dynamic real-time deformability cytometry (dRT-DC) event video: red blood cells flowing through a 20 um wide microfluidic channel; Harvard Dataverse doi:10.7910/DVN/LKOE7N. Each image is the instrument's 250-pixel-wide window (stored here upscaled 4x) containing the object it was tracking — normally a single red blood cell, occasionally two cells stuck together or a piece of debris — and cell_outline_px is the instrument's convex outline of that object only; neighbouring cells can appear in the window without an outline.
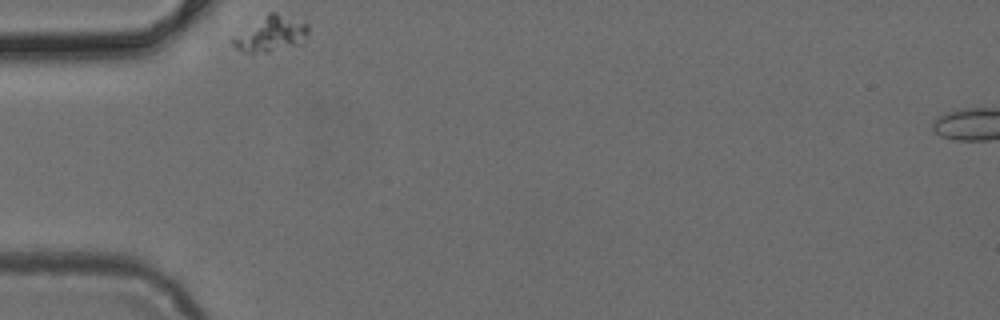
{"species": "common noctule bat (a hibernating species)", "species_latin": "Nyctalus noctula", "temperature_condition": "cold", "stored_images_in_passage": 5, "camera_frame_rate_fps": 3000, "um_per_image_px": 0.085, "animal": {"sex": "female", "body_mass_g": 24.6, "forearm_length_mm": 56.2}, "frame": {"image": 1, "passage_image": 1, "time_ms": 0.0, "image_size_px": [1000, 320], "cell_outline_px": [[308, 32], [300, 44], [268, 52], [240, 52], [232, 44], [232, 36], [268, 12], [276, 12], [308, 24]], "centroid_in_image_um": [22.98, 2.88], "position_along_channel_um": 62.0, "area_um2": 15.49}}
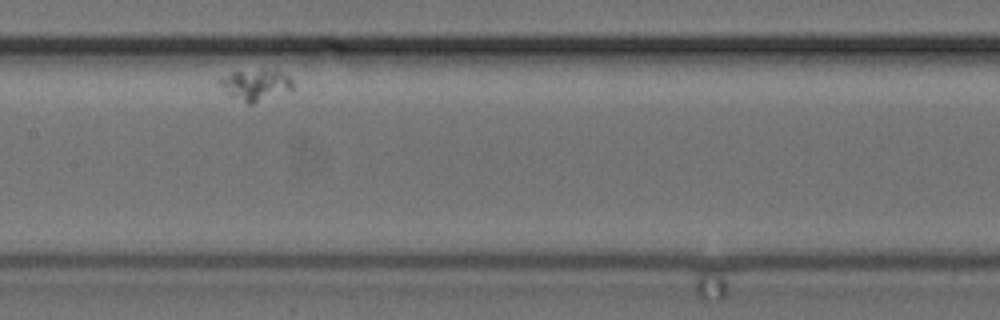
{"frame": {"image": 2, "passage_image": 4, "time_ms": 1.0, "image_size_px": [1000, 320], "cell_outline_px": [[292, 92], [252, 104], [248, 104], [228, 96], [224, 92], [216, 80], [220, 76], [232, 72], [260, 68], [276, 68], [288, 76], [292, 80]], "centroid_in_image_um": [21.72, 7.2], "position_along_channel_um": 185.7, "area_um2": 14.28}}
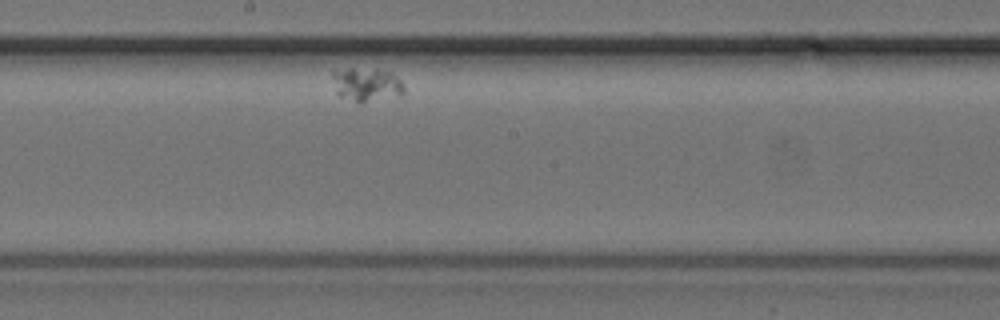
{"frame": {"image": 3, "passage_image": 5, "time_ms": 1.333, "image_size_px": [1000, 320], "cell_outline_px": [[404, 92], [400, 96], [360, 104], [340, 96], [336, 92], [332, 76], [332, 72], [348, 68], [376, 68], [388, 72], [396, 76], [404, 84]], "centroid_in_image_um": [31.18, 7.2], "position_along_channel_um": 217.0, "area_um2": 14.39}}